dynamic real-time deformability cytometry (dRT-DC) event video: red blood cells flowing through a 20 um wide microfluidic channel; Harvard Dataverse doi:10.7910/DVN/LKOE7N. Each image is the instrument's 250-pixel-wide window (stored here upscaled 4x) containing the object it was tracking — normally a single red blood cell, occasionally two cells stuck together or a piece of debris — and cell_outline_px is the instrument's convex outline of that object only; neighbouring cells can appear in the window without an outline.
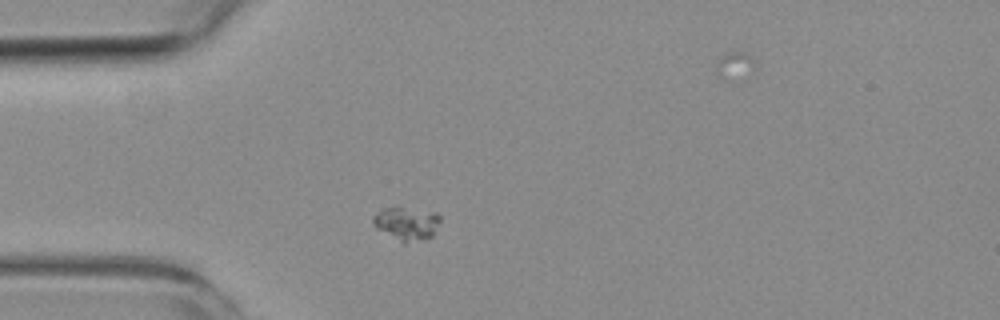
{"species": "common noctule bat (a hibernating species)", "species_latin": "Nyctalus noctula", "temperature_condition": "room temperature", "stored_images_in_passage": 1, "camera_frame_rate_fps": 3000, "um_per_image_px": 0.085, "animal": {"sex": "female", "body_mass_g": 19.3, "forearm_length_mm": 54.1}, "frame": {"image": 1, "passage_image": 1, "time_ms": 0.0, "image_size_px": [1000, 320], "cell_outline_px": [[440, 220], [432, 236], [420, 240], [404, 244], [376, 228], [372, 224], [372, 216], [384, 208], [400, 208], [436, 212], [440, 216]], "centroid_in_image_um": [34.54, 19.02], "position_along_channel_um": 50.5, "area_um2": 12.83}}